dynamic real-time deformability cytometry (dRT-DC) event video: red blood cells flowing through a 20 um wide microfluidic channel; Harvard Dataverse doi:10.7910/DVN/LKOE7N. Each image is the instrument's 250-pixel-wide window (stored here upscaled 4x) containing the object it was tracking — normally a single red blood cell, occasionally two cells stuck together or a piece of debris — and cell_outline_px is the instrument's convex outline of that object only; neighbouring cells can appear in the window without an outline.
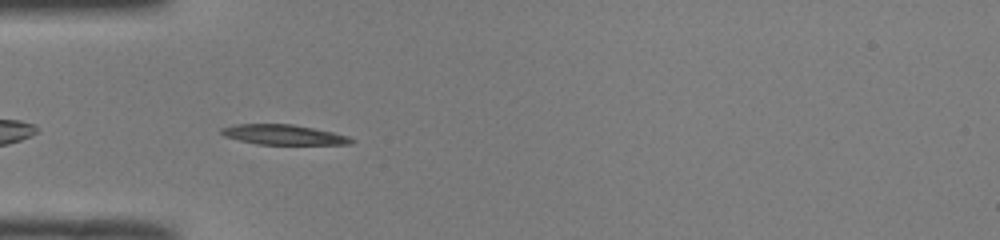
{"species": "common noctule bat (a hibernating species)", "species_latin": "Nyctalus noctula", "temperature_condition": "room temperature", "stored_images_in_passage": 36, "camera_frame_rate_fps": 3000, "um_per_image_px": 0.085, "animal": {"sex": "male", "body_mass_g": 19.0, "forearm_length_mm": 50.8}, "frame": {"image": 1, "passage_image": 2, "time_ms": 0.333, "image_size_px": [1000, 240], "cell_outline_px": [[356, 140], [352, 144], [256, 144], [224, 136], [220, 132], [220, 128], [236, 124], [292, 124], [332, 132], [348, 136]], "centroid_in_image_um": [24.09, 11.45], "position_along_channel_um": 60.9, "area_um2": 15.03}}
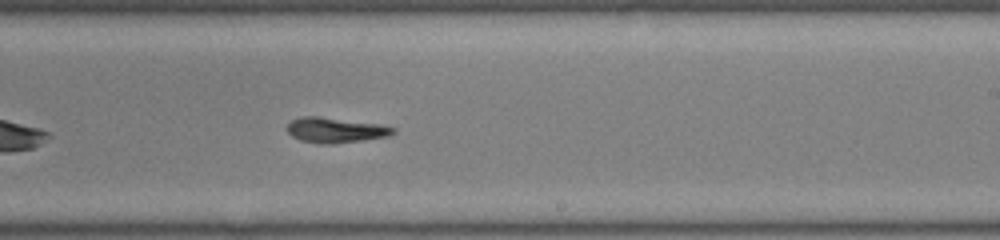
{"frame": {"image": 2, "passage_image": 17, "time_ms": 5.333, "image_size_px": [1000, 240], "cell_outline_px": [[396, 132], [388, 136], [332, 144], [320, 144], [300, 140], [292, 136], [288, 132], [288, 124], [292, 120], [300, 116], [320, 116], [380, 124], [396, 128]], "centroid_in_image_um": [28.51, 11.05], "position_along_channel_um": 260.5, "area_um2": 15.55}}
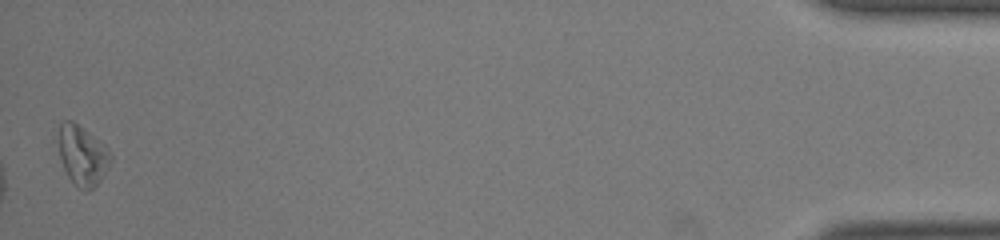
{"frame": {"image": 3, "passage_image": 36, "time_ms": 11.667, "image_size_px": [1000, 240], "cell_outline_px": [[112, 160], [100, 180], [88, 192], [84, 192], [76, 188], [68, 176], [64, 168], [60, 156], [60, 124], [64, 120], [72, 120], [104, 144], [108, 148], [112, 156]], "centroid_in_image_um": [7.03, 13.25], "position_along_channel_um": 428.2, "area_um2": 17.98}, "authors_computed_cell_mechanics": {"area_um2": 15.7505, "velocity_mm_per_s": 4.0623, "shape_relaxation_time_tau1_ms": 6.0798, "shape_relaxation_time_tau2_ms": null, "deformation_change_tau1": 0.1571, "deformation_change_tau2": null}}